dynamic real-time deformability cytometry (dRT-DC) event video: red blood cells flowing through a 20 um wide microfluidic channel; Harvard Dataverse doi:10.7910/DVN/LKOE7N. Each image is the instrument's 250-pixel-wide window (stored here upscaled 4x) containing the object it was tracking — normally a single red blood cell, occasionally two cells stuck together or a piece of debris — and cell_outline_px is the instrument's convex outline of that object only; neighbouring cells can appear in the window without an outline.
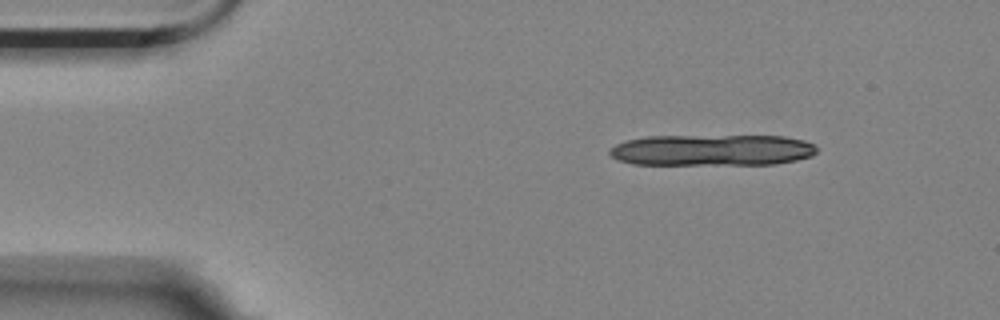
{"species": "Egyptian fruit bat (a non-hibernating species)", "species_latin": "Rousettus aegyptiacus", "temperature_condition": "room temperature", "stored_images_in_passage": 7, "camera_frame_rate_fps": 3000, "um_per_image_px": 0.085, "animal": {"sex": "female"}, "frame": {"image": 1, "passage_image": 1, "time_ms": 0.0, "image_size_px": [1000, 320], "cell_outline_px": [[816, 152], [812, 156], [796, 160], [776, 164], [632, 164], [620, 160], [612, 156], [608, 152], [608, 148], [616, 144], [628, 140], [648, 136], [784, 136], [804, 140], [816, 144]], "centroid_in_image_um": [60.55, 12.75], "position_along_channel_um": 24.4, "area_um2": 37.8}}
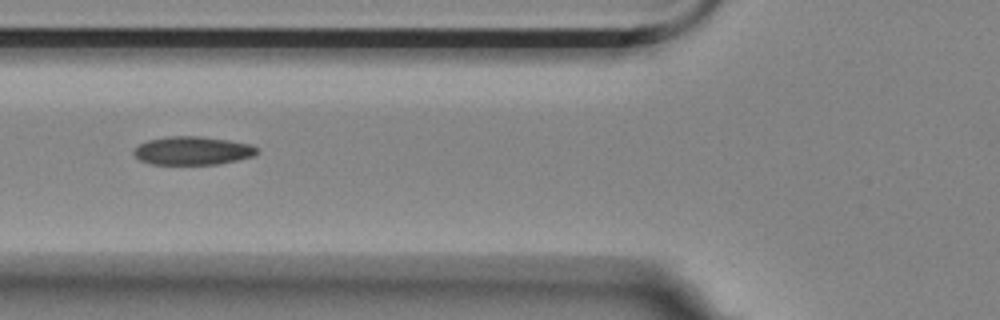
{"frame": {"image": 2, "passage_image": 5, "time_ms": 1.333, "image_size_px": [1000, 320], "cell_outline_px": [[260, 152], [252, 156], [236, 160], [216, 164], [152, 164], [140, 160], [132, 152], [140, 144], [148, 140], [168, 136], [200, 136], [228, 140], [252, 144]], "centroid_in_image_um": [16.38, 12.8], "position_along_channel_um": 109.4, "area_um2": 20.23}}
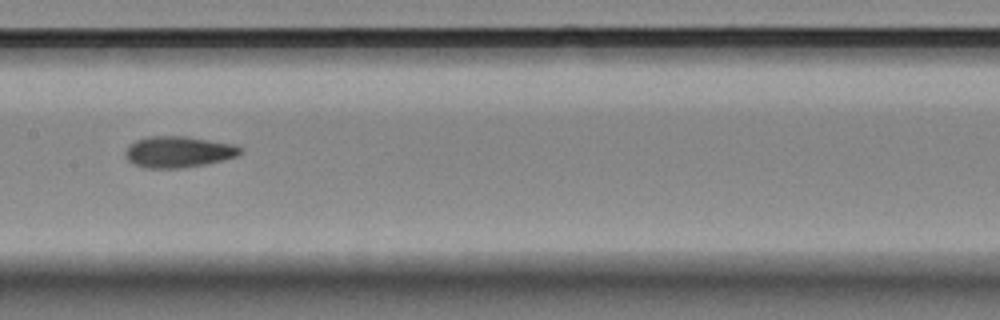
{"frame": {"image": 3, "passage_image": 7, "time_ms": 2.0, "image_size_px": [1000, 320], "cell_outline_px": [[240, 152], [236, 156], [224, 160], [208, 164], [180, 168], [144, 168], [132, 164], [124, 156], [124, 152], [136, 140], [148, 136], [184, 136], [232, 144], [240, 148]], "centroid_in_image_um": [15.11, 12.92], "position_along_channel_um": 192.3, "area_um2": 20.81}}